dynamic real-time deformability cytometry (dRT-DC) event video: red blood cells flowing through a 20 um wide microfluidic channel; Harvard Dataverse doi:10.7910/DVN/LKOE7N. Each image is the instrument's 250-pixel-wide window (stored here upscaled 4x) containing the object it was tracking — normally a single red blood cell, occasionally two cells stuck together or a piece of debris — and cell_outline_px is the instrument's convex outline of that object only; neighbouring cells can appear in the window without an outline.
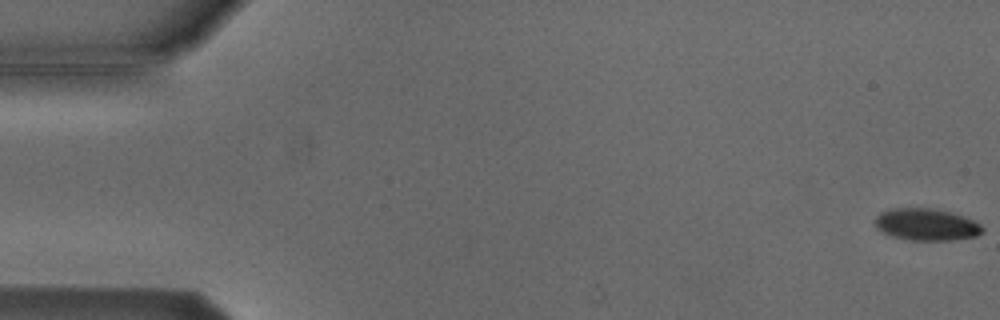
{"species": "Egyptian fruit bat (a non-hibernating species)", "species_latin": "Rousettus aegyptiacus", "temperature_condition": "cold", "stored_images_in_passage": 5, "camera_frame_rate_fps": 3000, "um_per_image_px": 0.085, "animal": {"sex": "male"}, "frame": {"image": 1, "passage_image": 1, "time_ms": 0.0, "image_size_px": [1000, 320], "cell_outline_px": [[984, 232], [976, 236], [952, 240], [912, 240], [892, 236], [876, 228], [876, 216], [880, 212], [888, 208], [932, 208], [952, 212], [964, 216], [980, 224], [984, 228]], "centroid_in_image_um": [78.76, 19.07], "position_along_channel_um": 6.2, "area_um2": 20.06}}